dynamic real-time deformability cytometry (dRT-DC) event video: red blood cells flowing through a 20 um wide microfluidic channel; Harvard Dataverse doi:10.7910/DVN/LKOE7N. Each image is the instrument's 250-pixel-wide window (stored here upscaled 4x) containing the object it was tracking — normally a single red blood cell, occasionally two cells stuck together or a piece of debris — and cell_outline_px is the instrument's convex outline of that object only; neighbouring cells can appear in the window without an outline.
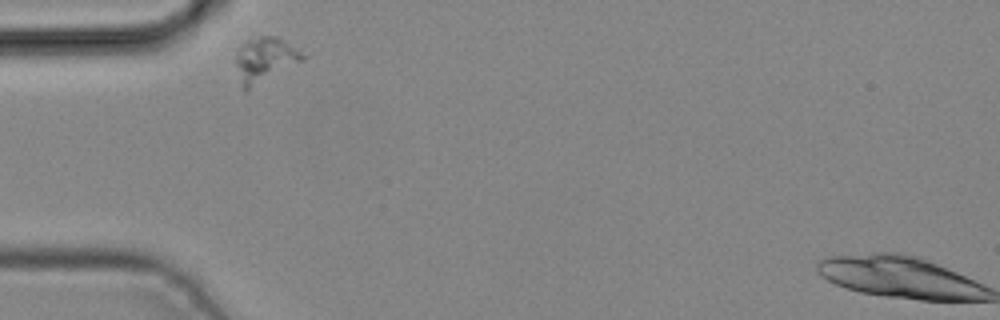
{"species": "common noctule bat (a hibernating species)", "species_latin": "Nyctalus noctula", "temperature_condition": "cold", "stored_images_in_passage": 4, "camera_frame_rate_fps": 3000, "um_per_image_px": 0.085, "animal": {"sex": "male", "body_mass_g": 19.2, "forearm_length_mm": 51.8}, "frame": {"image": 1, "passage_image": 1, "time_ms": 0.0, "image_size_px": [1000, 320], "cell_outline_px": [[308, 56], [304, 60], [248, 92], [244, 92], [240, 88], [236, 64], [236, 52], [252, 36], [272, 36], [300, 48]], "centroid_in_image_um": [22.53, 5.14], "position_along_channel_um": 62.5, "area_um2": 18.09}}
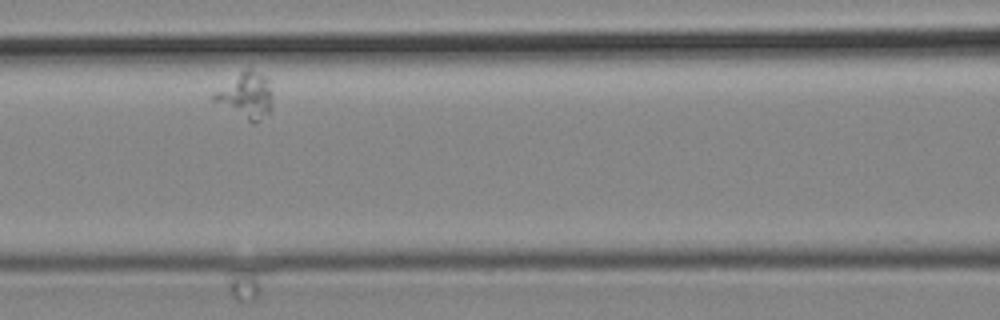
{"frame": {"image": 2, "passage_image": 3, "time_ms": 0.667, "image_size_px": [1000, 320], "cell_outline_px": [[272, 104], [268, 112], [252, 124], [212, 100], [212, 96], [216, 92], [240, 72], [248, 68], [264, 76], [268, 80], [272, 92]], "centroid_in_image_um": [20.92, 8.13], "position_along_channel_um": 145.7, "area_um2": 15.09}}
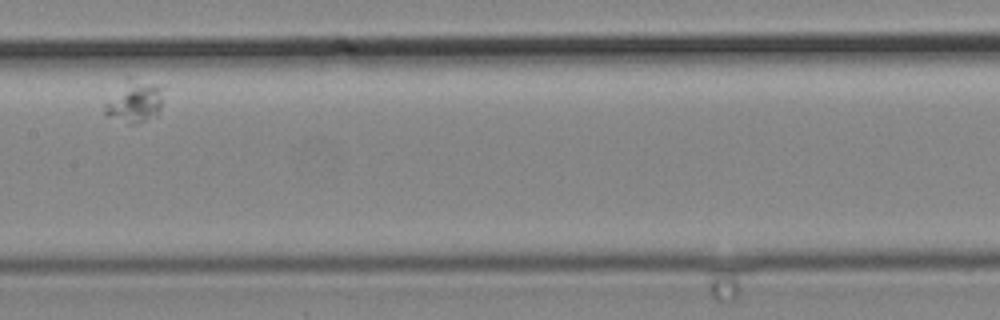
{"frame": {"image": 3, "passage_image": 4, "time_ms": 1.0, "image_size_px": [1000, 320], "cell_outline_px": [[164, 88], [160, 108], [156, 116], [136, 124], [128, 124], [108, 116], [104, 112], [104, 104], [128, 76], [156, 84]], "centroid_in_image_um": [11.44, 8.62], "position_along_channel_um": 196.0, "area_um2": 14.45}}